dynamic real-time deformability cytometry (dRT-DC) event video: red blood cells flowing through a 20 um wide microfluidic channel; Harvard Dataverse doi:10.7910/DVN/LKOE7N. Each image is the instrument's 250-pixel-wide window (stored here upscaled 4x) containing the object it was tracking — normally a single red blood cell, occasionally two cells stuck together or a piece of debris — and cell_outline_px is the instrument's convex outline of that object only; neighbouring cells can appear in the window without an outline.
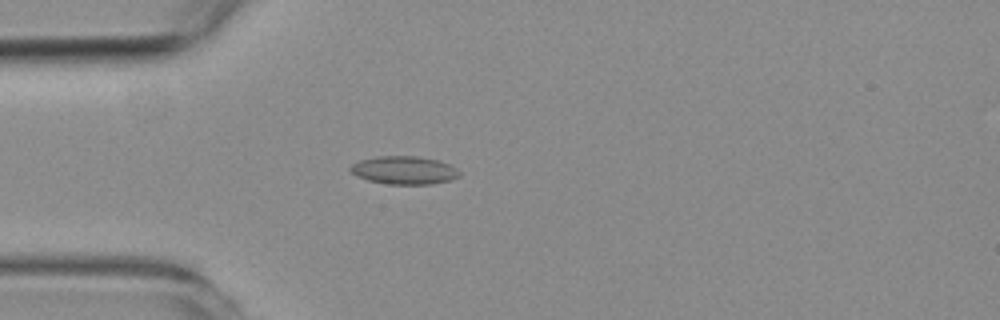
{"species": "common noctule bat (a hibernating species)", "species_latin": "Nyctalus noctula", "temperature_condition": "room temperature", "stored_images_in_passage": 48, "camera_frame_rate_fps": 3000, "um_per_image_px": 0.085, "animal": {"sex": "female", "body_mass_g": 19.3, "forearm_length_mm": 54.1}, "frame": {"image": 1, "passage_image": 8, "time_ms": 2.333, "image_size_px": [1000, 320], "cell_outline_px": [[460, 176], [448, 180], [432, 184], [388, 184], [368, 180], [352, 172], [348, 168], [352, 164], [360, 160], [380, 156], [416, 156], [436, 160], [448, 164], [456, 168], [460, 172]], "centroid_in_image_um": [34.35, 14.47], "position_along_channel_um": 50.6, "area_um2": 17.57}}
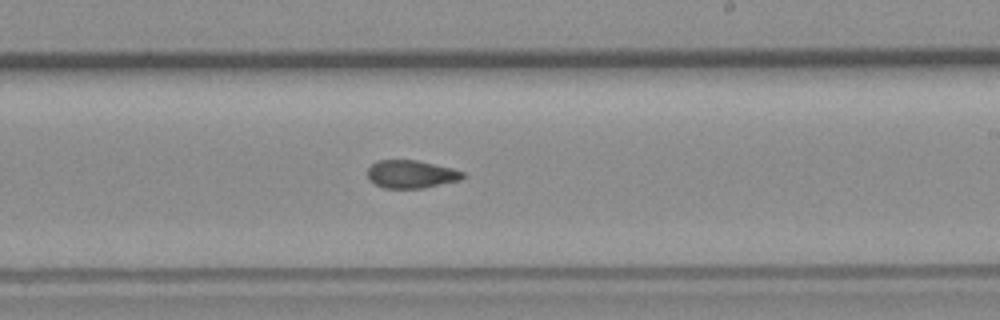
{"frame": {"image": 2, "passage_image": 25, "time_ms": 8.0, "image_size_px": [1000, 320], "cell_outline_px": [[468, 176], [460, 180], [424, 188], [384, 188], [368, 180], [368, 168], [376, 160], [416, 160], [452, 168], [464, 172]], "centroid_in_image_um": [34.97, 14.81], "position_along_channel_um": 254.0, "area_um2": 15.61}}
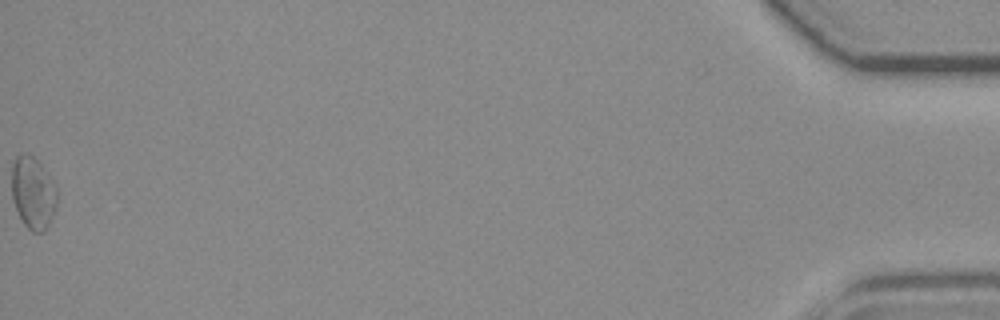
{"frame": {"image": 3, "passage_image": 48, "time_ms": 15.667, "image_size_px": [1000, 320], "cell_outline_px": [[56, 208], [48, 228], [44, 232], [32, 232], [24, 224], [16, 208], [12, 196], [12, 164], [16, 156], [32, 156], [40, 164], [56, 184]], "centroid_in_image_um": [2.83, 16.44], "position_along_channel_um": 432.4, "area_um2": 18.84}, "authors_computed_cell_mechanics": {"area_um2": 16.4152, "velocity_mm_per_s": 3.7506, "shape_relaxation_time_tau1_ms": null, "shape_relaxation_time_tau2_ms": 2.4507, "deformation_change_tau1": null, "deformation_change_tau2": 0.0847}}